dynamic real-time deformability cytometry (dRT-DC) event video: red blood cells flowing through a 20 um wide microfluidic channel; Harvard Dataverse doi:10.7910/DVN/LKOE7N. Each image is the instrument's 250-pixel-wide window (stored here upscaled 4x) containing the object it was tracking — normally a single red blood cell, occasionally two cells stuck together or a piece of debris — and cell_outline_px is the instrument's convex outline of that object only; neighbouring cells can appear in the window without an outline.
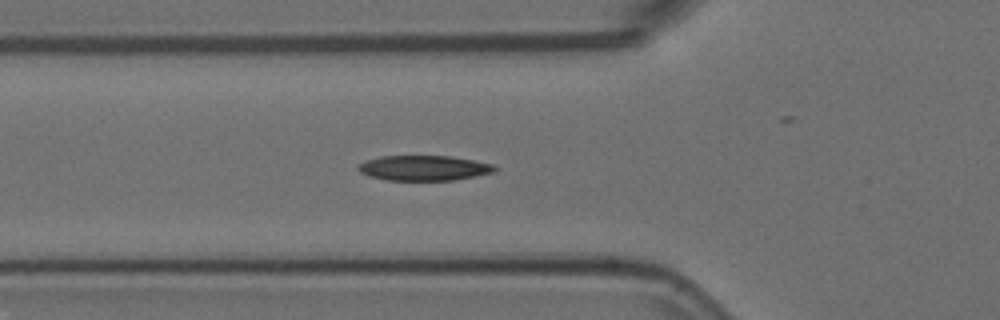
{"species": "Egyptian fruit bat (a non-hibernating species)", "species_latin": "Rousettus aegyptiacus", "temperature_condition": "room temperature", "stored_images_in_passage": 3, "camera_frame_rate_fps": 3000, "um_per_image_px": 0.085, "animal": {"sex": "female"}, "frame": {"image": 1, "passage_image": 2, "time_ms": 0.333, "image_size_px": [1000, 320], "cell_outline_px": [[496, 172], [456, 180], [384, 180], [368, 176], [360, 172], [356, 168], [364, 160], [380, 156], [448, 156], [472, 160], [492, 164], [496, 168]], "centroid_in_image_um": [36.0, 14.28], "position_along_channel_um": 89.8, "area_um2": 20.06}}